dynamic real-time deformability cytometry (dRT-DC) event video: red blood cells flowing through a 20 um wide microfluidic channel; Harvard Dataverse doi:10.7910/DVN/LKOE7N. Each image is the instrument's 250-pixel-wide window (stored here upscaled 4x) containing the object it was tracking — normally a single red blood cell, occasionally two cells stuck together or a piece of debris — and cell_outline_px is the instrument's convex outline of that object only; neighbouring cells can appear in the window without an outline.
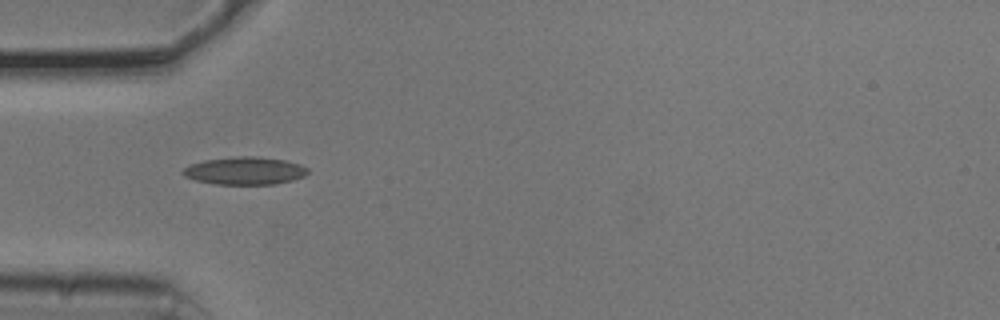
{"species": "common noctule bat (a hibernating species)", "species_latin": "Nyctalus noctula", "temperature_condition": "cold", "stored_images_in_passage": 38, "camera_frame_rate_fps": 3000, "um_per_image_px": 0.085, "animal": {"sex": "male", "body_mass_g": 20.5, "forearm_length_mm": 52.5}, "frame": {"image": 1, "passage_image": 1, "time_ms": 0.0, "image_size_px": [1000, 320], "cell_outline_px": [[308, 172], [304, 176], [292, 180], [272, 184], [216, 184], [196, 180], [184, 176], [180, 172], [184, 168], [192, 164], [204, 160], [240, 156], [256, 156], [284, 160], [300, 164], [308, 168]], "centroid_in_image_um": [20.81, 14.51], "position_along_channel_um": 64.2, "area_um2": 20.0}}
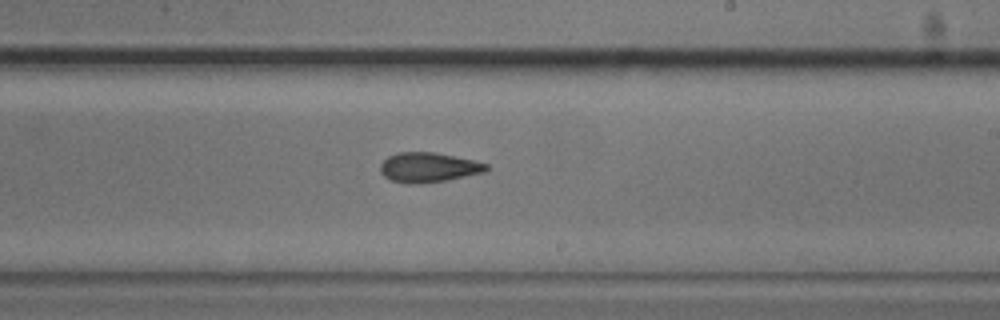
{"frame": {"image": 2, "passage_image": 16, "time_ms": 5.0, "image_size_px": [1000, 320], "cell_outline_px": [[488, 168], [484, 172], [448, 180], [416, 184], [408, 184], [392, 180], [384, 176], [380, 172], [380, 164], [388, 156], [396, 152], [436, 152], [472, 160], [488, 164]], "centroid_in_image_um": [36.39, 14.22], "position_along_channel_um": 252.6, "area_um2": 18.38}}
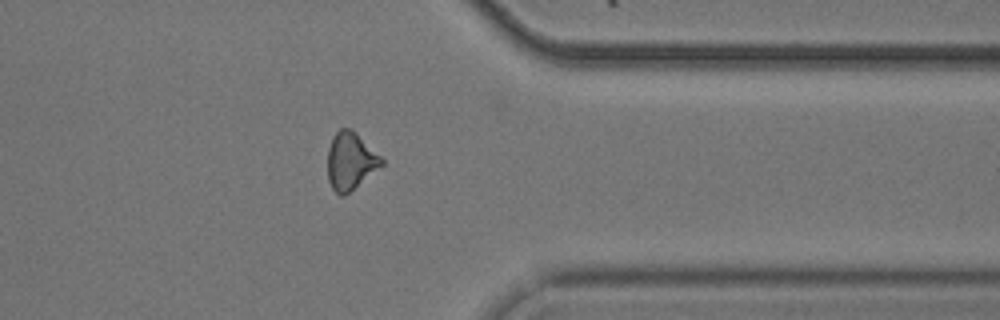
{"frame": {"image": 3, "passage_image": 27, "time_ms": 8.667, "image_size_px": [1000, 320], "cell_outline_px": [[384, 164], [344, 196], [340, 196], [332, 188], [328, 180], [328, 148], [332, 136], [340, 128], [352, 128], [384, 160]], "centroid_in_image_um": [29.78, 13.67], "position_along_channel_um": 381.6, "area_um2": 17.98}, "authors_computed_cell_mechanics": {"area_um2": 18.1781, "velocity_mm_per_s": 3.7644, "shape_relaxation_time_tau1_ms": 6.2519, "shape_relaxation_time_tau2_ms": 4.6904, "deformation_change_tau1": 0.1169, "deformation_change_tau2": 0.1285}}